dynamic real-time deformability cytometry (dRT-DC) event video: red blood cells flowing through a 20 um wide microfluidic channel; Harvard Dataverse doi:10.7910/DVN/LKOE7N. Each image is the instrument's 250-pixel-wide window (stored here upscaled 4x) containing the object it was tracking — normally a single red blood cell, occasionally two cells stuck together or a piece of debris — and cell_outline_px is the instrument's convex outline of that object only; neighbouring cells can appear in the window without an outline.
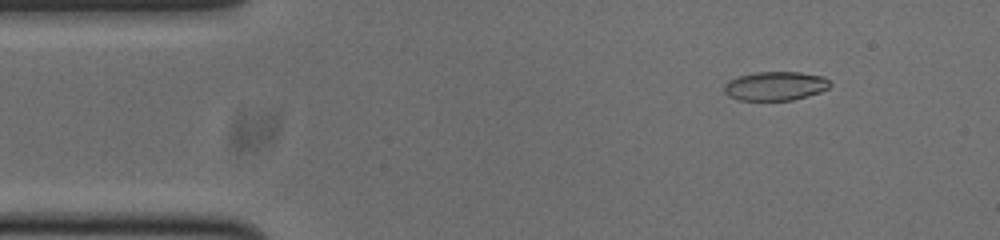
{"species": "common noctule bat (a hibernating species)", "species_latin": "Nyctalus noctula", "temperature_condition": "cold", "stored_images_in_passage": 53, "camera_frame_rate_fps": 3000, "um_per_image_px": 0.085, "animal": {"sex": "male", "body_mass_g": 20.0, "forearm_length_mm": 53.3}, "frame": {"image": 1, "passage_image": 6, "time_ms": 1.667, "image_size_px": [1000, 240], "cell_outline_px": [[832, 84], [828, 88], [820, 92], [792, 100], [740, 100], [728, 96], [724, 92], [724, 84], [728, 80], [736, 76], [756, 72], [800, 72], [824, 76]], "centroid_in_image_um": [65.88, 7.3], "position_along_channel_um": 19.1, "area_um2": 17.98}}
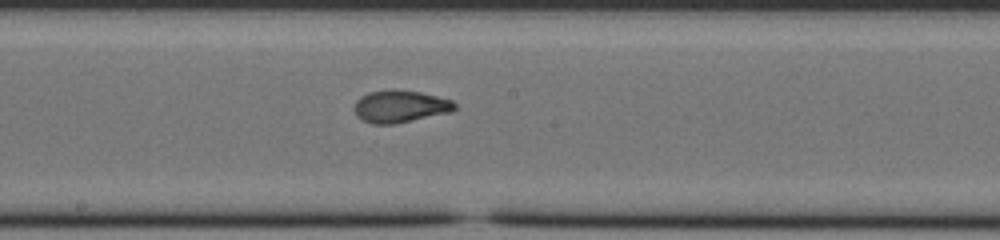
{"frame": {"image": 2, "passage_image": 27, "time_ms": 8.667, "image_size_px": [1000, 240], "cell_outline_px": [[456, 108], [452, 112], [392, 124], [372, 124], [356, 116], [352, 108], [356, 100], [360, 96], [368, 92], [392, 88], [420, 92], [452, 100], [456, 104]], "centroid_in_image_um": [33.97, 9.03], "position_along_channel_um": 214.2, "area_um2": 19.13}}
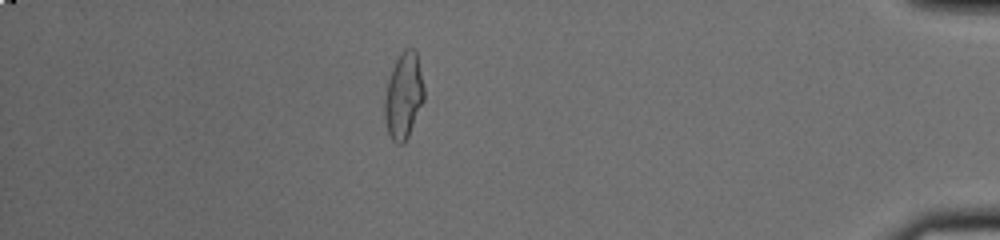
{"frame": {"image": 3, "passage_image": 46, "time_ms": 15.0, "image_size_px": [1000, 240], "cell_outline_px": [[424, 100], [408, 136], [404, 144], [396, 144], [392, 140], [388, 132], [384, 120], [384, 100], [388, 80], [392, 68], [400, 52], [404, 48], [412, 48], [416, 52], [424, 88]], "centroid_in_image_um": [34.29, 8.16], "position_along_channel_um": 400.9, "area_um2": 19.77}, "authors_computed_cell_mechanics": {"area_um2": 18.785, "velocity_mm_per_s": 3.7802, "shape_relaxation_time_tau1_ms": 8.641, "shape_relaxation_time_tau2_ms": 1.0412, "deformation_change_tau1": 0.2505, "deformation_change_tau2": 0.0585}}